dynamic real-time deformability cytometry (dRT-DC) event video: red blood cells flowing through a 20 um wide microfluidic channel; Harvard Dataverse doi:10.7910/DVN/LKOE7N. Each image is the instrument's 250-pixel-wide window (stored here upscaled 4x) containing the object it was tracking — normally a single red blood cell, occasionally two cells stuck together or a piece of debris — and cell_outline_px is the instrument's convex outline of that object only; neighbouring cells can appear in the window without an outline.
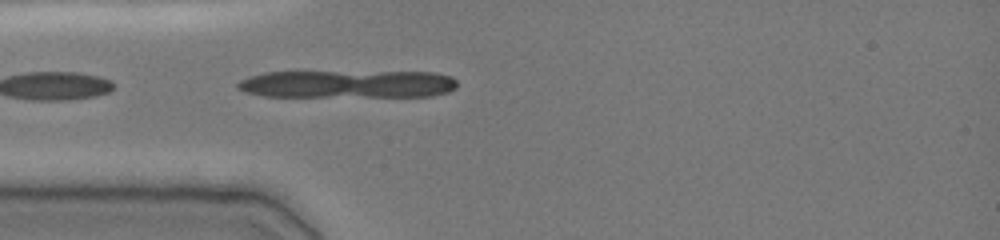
{"species": "common noctule bat (a hibernating species)", "species_latin": "Nyctalus noctula", "temperature_condition": "cold", "stored_images_in_passage": 33, "segment_of_instrument_passage": [1, 2], "camera_frame_rate_fps": 3000, "um_per_image_px": 0.085, "animal": {"sex": "female", "body_mass_g": 19.0, "forearm_length_mm": 51.5}, "frame": {"image": 1, "passage_image": 1, "time_ms": 0.0, "image_size_px": [1000, 240], "cell_outline_px": [[456, 88], [448, 92], [432, 96], [264, 96], [244, 92], [236, 88], [236, 84], [240, 80], [248, 76], [264, 72], [432, 72], [452, 76], [456, 80]], "centroid_in_image_um": [29.52, 7.14], "position_along_channel_um": 55.5, "area_um2": 35.6}}